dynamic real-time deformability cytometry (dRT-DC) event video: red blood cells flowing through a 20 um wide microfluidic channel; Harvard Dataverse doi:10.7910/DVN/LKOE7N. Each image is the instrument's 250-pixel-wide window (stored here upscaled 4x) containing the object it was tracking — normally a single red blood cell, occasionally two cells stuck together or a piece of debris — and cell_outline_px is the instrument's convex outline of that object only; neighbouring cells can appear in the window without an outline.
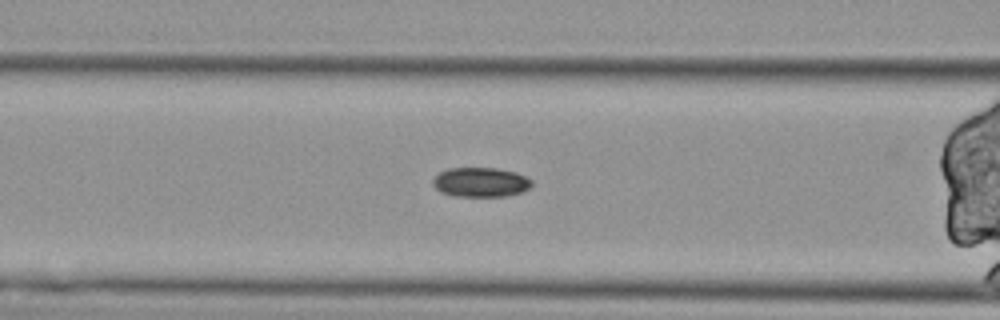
{"species": "Egyptian fruit bat (a non-hibernating species)", "species_latin": "Rousettus aegyptiacus", "temperature_condition": "cold", "stored_images_in_passage": 11, "segment_of_instrument_passage": [1, 2], "camera_frame_rate_fps": 3000, "um_per_image_px": 0.085, "animal": {"sex": "female"}, "frame": {"image": 1, "passage_image": 10, "time_ms": 3.0, "image_size_px": [1000, 320], "cell_outline_px": [[532, 184], [528, 188], [520, 192], [504, 196], [456, 196], [440, 192], [432, 184], [432, 180], [440, 172], [448, 168], [496, 168], [516, 172], [532, 180]], "centroid_in_image_um": [40.83, 15.48], "position_along_channel_um": 125.8, "area_um2": 16.88}}